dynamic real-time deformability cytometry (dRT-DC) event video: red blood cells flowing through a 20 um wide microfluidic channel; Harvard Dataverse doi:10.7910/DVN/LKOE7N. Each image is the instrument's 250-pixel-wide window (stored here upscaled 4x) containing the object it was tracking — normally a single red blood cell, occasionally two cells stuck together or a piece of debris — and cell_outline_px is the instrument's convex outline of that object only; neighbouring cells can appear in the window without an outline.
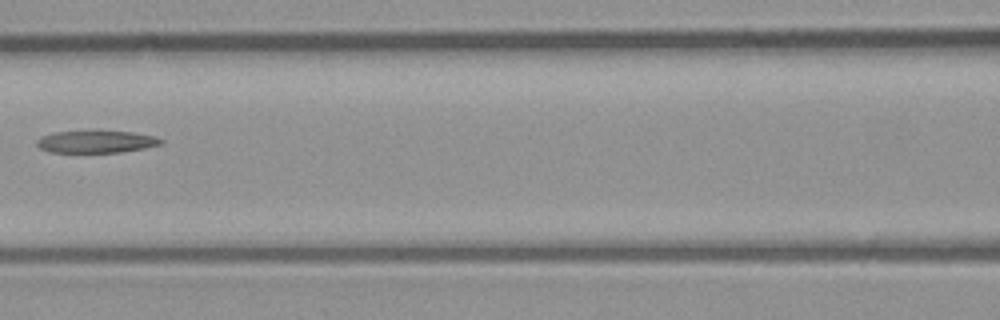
{"species": "common noctule bat (a hibernating species)", "species_latin": "Nyctalus noctula", "temperature_condition": "room temperature", "stored_images_in_passage": 6, "camera_frame_rate_fps": 3000, "um_per_image_px": 0.085, "animal": {"sex": "male", "body_mass_g": 23.1, "forearm_length_mm": 52.7}, "frame": {"image": 1, "passage_image": 6, "time_ms": 1.667, "image_size_px": [1000, 320], "cell_outline_px": [[164, 144], [144, 148], [120, 152], [48, 152], [40, 148], [36, 144], [36, 140], [40, 136], [56, 132], [132, 132], [156, 136], [164, 140]], "centroid_in_image_um": [8.2, 12.06], "position_along_channel_um": 158.4, "area_um2": 15.9}}